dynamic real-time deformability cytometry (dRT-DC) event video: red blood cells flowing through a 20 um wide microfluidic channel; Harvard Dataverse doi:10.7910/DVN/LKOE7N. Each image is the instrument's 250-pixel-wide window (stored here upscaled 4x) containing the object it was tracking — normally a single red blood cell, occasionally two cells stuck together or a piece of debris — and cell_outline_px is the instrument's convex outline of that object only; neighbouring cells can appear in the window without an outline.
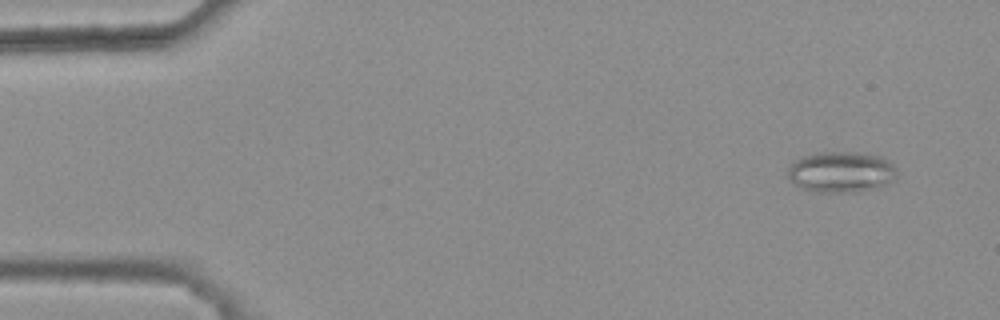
{"species": "common noctule bat (a hibernating species)", "species_latin": "Nyctalus noctula", "temperature_condition": "warm", "stored_images_in_passage": 46, "camera_frame_rate_fps": 3000, "um_per_image_px": 0.085, "animal": {"sex": "female", "body_mass_g": 25.1}, "frame": {"image": 1, "passage_image": 4, "time_ms": 1.0, "image_size_px": [1000, 320], "cell_outline_px": [[896, 176], [892, 180], [856, 192], [816, 192], [800, 188], [792, 184], [788, 176], [788, 168], [796, 160], [804, 156], [816, 152], [852, 152], [876, 156], [888, 160], [896, 168]], "centroid_in_image_um": [71.41, 14.61], "position_along_channel_um": 13.6, "area_um2": 25.55}}
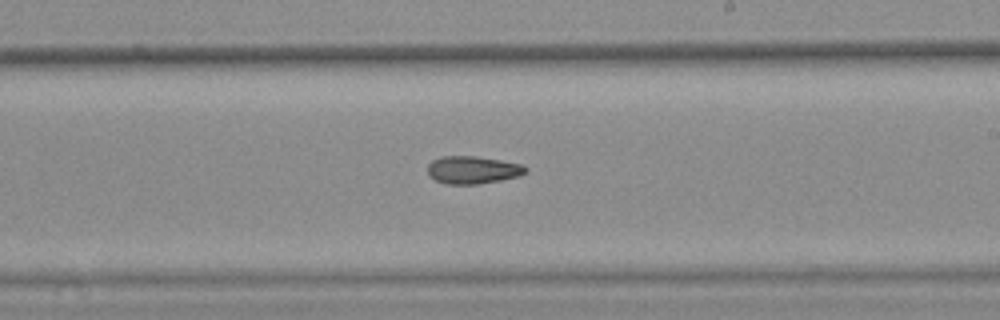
{"frame": {"image": 2, "passage_image": 31, "time_ms": 10.0, "image_size_px": [1000, 320], "cell_outline_px": [[528, 172], [520, 176], [500, 180], [476, 184], [444, 184], [428, 176], [428, 164], [432, 160], [440, 156], [476, 156], [524, 164], [528, 168]], "centroid_in_image_um": [40.2, 14.44], "position_along_channel_um": 248.8, "area_um2": 16.01}}
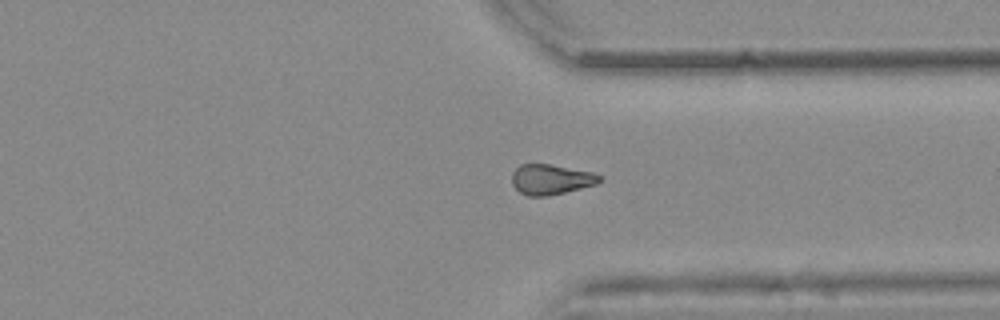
{"frame": {"image": 3, "passage_image": 40, "time_ms": 13.0, "image_size_px": [1000, 320], "cell_outline_px": [[600, 180], [596, 184], [548, 196], [528, 196], [520, 192], [512, 184], [512, 172], [520, 164], [548, 164], [592, 172], [600, 176]], "centroid_in_image_um": [46.78, 15.25], "position_along_channel_um": 364.6, "area_um2": 15.2}, "authors_computed_cell_mechanics": {"area_um2": 16.2996, "velocity_mm_per_s": 3.8458, "shape_relaxation_time_tau1_ms": null, "shape_relaxation_time_tau2_ms": 10.4367, "deformation_change_tau1": null, "deformation_change_tau2": 0.2091}}